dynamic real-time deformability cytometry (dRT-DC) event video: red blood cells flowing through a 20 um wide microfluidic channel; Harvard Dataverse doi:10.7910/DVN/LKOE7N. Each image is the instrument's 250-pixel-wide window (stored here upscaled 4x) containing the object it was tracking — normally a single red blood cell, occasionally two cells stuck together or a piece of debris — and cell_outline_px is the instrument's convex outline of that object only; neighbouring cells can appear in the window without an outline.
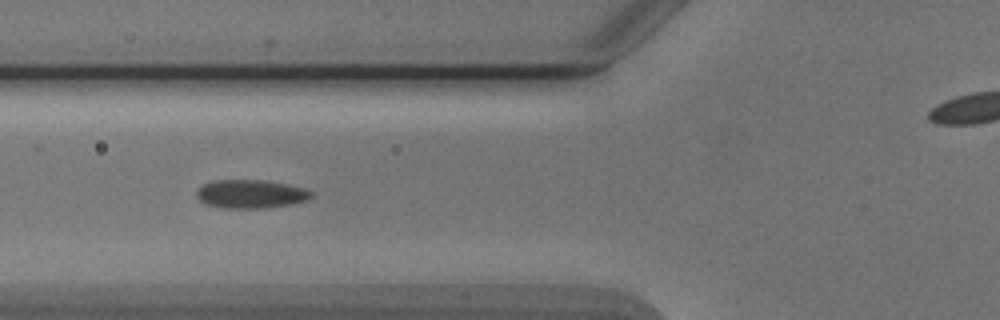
{"species": "Egyptian fruit bat (a non-hibernating species)", "species_latin": "Rousettus aegyptiacus", "temperature_condition": "cold", "stored_images_in_passage": 6, "camera_frame_rate_fps": 3000, "um_per_image_px": 0.085, "animal": {"sex": "male"}, "frame": {"image": 1, "passage_image": 5, "time_ms": 5.333, "image_size_px": [1000, 320], "cell_outline_px": [[312, 196], [308, 200], [292, 204], [260, 208], [220, 208], [204, 204], [196, 196], [196, 188], [212, 180], [260, 180], [284, 184], [304, 188], [312, 192]], "centroid_in_image_um": [21.25, 16.49], "position_along_channel_um": 104.5, "area_um2": 19.07}}
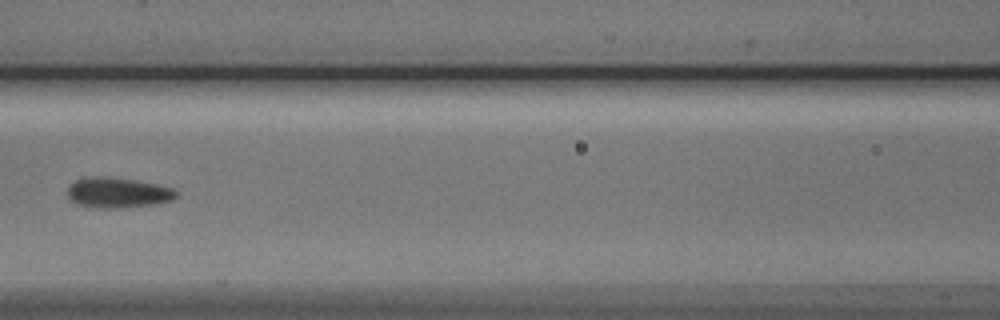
{"frame": {"image": 2, "passage_image": 6, "time_ms": 6.667, "image_size_px": [1000, 320], "cell_outline_px": [[176, 196], [172, 200], [156, 204], [116, 208], [100, 208], [76, 204], [68, 200], [68, 184], [76, 180], [92, 176], [108, 176], [136, 180], [156, 184], [172, 188], [176, 192]], "centroid_in_image_um": [9.96, 16.37], "position_along_channel_um": 156.6, "area_um2": 19.31}}